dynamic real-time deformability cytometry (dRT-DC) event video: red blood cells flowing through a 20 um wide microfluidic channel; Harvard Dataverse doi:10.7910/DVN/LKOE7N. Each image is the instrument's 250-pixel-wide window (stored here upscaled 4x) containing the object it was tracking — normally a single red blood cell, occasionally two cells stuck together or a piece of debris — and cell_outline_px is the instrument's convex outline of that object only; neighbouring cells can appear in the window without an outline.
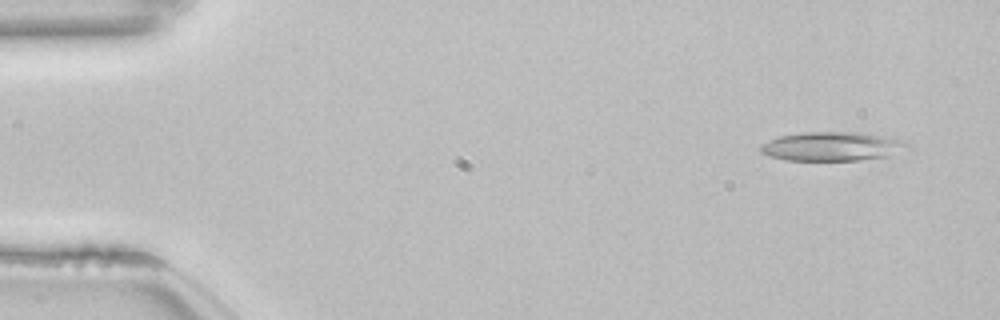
{"species": "common noctule bat (a hibernating species)", "species_latin": "Nyctalus noctula", "temperature_condition": "room temperature", "stored_images_in_passage": 52, "camera_frame_rate_fps": 3000, "um_per_image_px": 0.085, "animal": {"sex": "female", "body_mass_g": 22.7, "forearm_length_mm": 54.2}, "frame": {"image": 1, "passage_image": 4, "time_ms": 1.0, "image_size_px": [1000, 320], "cell_outline_px": [[912, 144], [888, 156], [860, 160], [788, 160], [772, 156], [760, 152], [760, 144], [780, 136], [800, 132], [864, 132], [904, 140]], "centroid_in_image_um": [70.73, 12.43], "position_along_channel_um": 14.3, "area_um2": 24.68}}
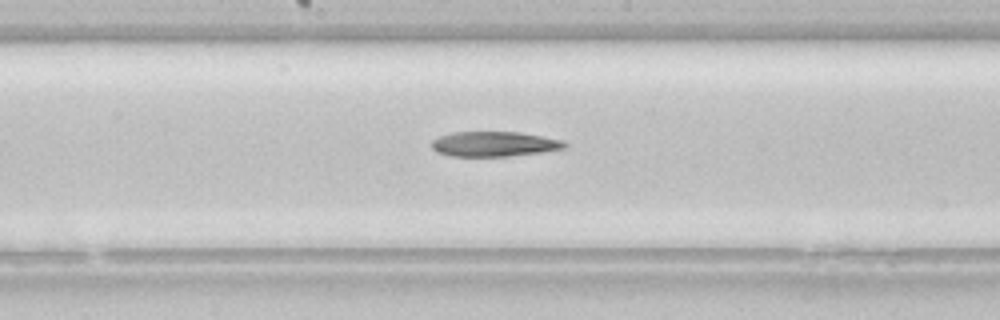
{"frame": {"image": 2, "passage_image": 28, "time_ms": 9.0, "image_size_px": [1000, 320], "cell_outline_px": [[568, 144], [564, 148], [540, 152], [508, 156], [448, 156], [436, 152], [432, 148], [432, 140], [440, 136], [452, 132], [520, 132], [564, 140]], "centroid_in_image_um": [41.99, 12.24], "position_along_channel_um": 206.2, "area_um2": 19.36}}
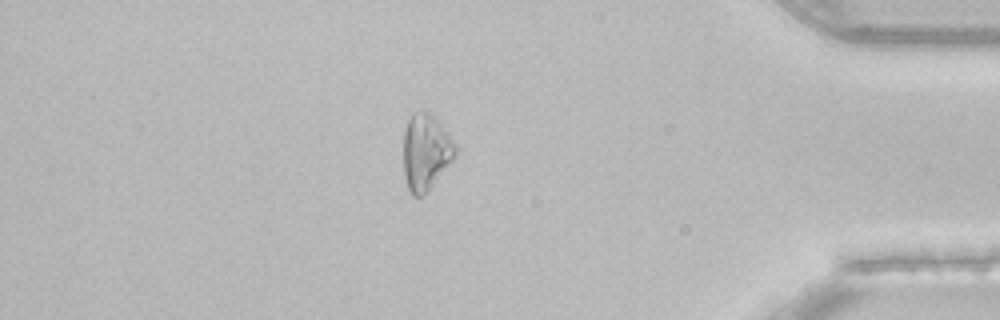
{"frame": {"image": 3, "passage_image": 46, "time_ms": 15.0, "image_size_px": [1000, 320], "cell_outline_px": [[456, 156], [428, 192], [424, 196], [412, 196], [408, 188], [404, 176], [404, 128], [412, 112], [428, 112], [448, 132], [456, 144]], "centroid_in_image_um": [36.19, 12.96], "position_along_channel_um": 399.0, "area_um2": 23.12}}